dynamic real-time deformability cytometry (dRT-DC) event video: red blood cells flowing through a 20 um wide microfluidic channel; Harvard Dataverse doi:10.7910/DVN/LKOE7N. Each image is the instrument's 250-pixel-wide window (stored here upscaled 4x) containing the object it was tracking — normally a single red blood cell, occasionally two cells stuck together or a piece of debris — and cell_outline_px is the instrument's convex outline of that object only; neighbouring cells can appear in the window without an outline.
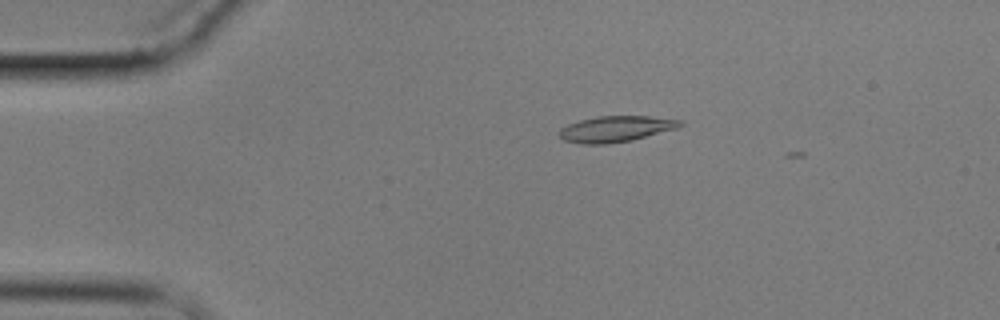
{"species": "common noctule bat (a hibernating species)", "species_latin": "Nyctalus noctula", "temperature_condition": "cold", "stored_images_in_passage": 4, "camera_frame_rate_fps": 3000, "um_per_image_px": 0.085, "animal": {"sex": "male", "body_mass_g": 17.9}, "frame": {"image": 1, "passage_image": 3, "time_ms": 2.333, "image_size_px": [1000, 320], "cell_outline_px": [[684, 124], [676, 128], [628, 140], [608, 144], [580, 144], [564, 140], [560, 136], [560, 128], [568, 124], [580, 120], [596, 116], [648, 116], [684, 120]], "centroid_in_image_um": [52.32, 10.94], "position_along_channel_um": 32.7, "area_um2": 18.03}}